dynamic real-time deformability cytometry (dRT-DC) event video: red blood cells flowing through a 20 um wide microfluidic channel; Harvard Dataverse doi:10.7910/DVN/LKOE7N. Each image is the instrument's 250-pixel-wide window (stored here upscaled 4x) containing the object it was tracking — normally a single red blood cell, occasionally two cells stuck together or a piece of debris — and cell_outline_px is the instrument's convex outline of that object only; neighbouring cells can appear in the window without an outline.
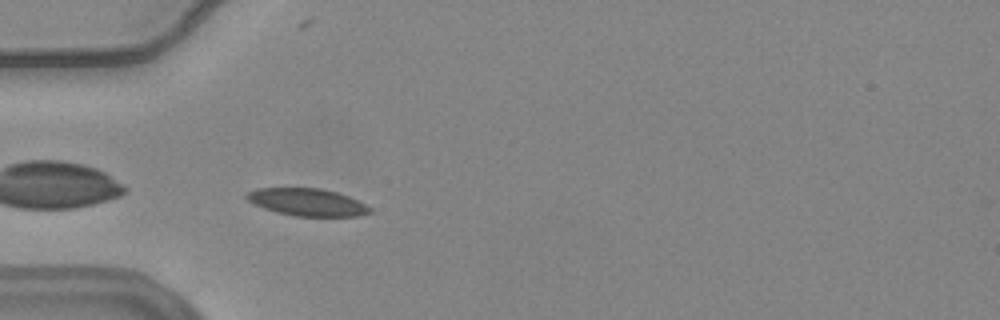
{"species": "common noctule bat (a hibernating species)", "species_latin": "Nyctalus noctula", "temperature_condition": "warm", "stored_images_in_passage": 28, "camera_frame_rate_fps": 3000, "um_per_image_px": 0.085, "animal": {"sex": "female", "body_mass_g": 24.6, "forearm_length_mm": 56.2}, "frame": {"image": 1, "passage_image": 1, "time_ms": 0.0, "image_size_px": [1000, 320], "cell_outline_px": [[372, 212], [356, 216], [296, 216], [276, 212], [264, 208], [248, 200], [244, 196], [248, 192], [256, 188], [320, 188], [336, 192], [348, 196], [372, 208]], "centroid_in_image_um": [26.11, 17.18], "position_along_channel_um": 58.9, "area_um2": 19.48}}
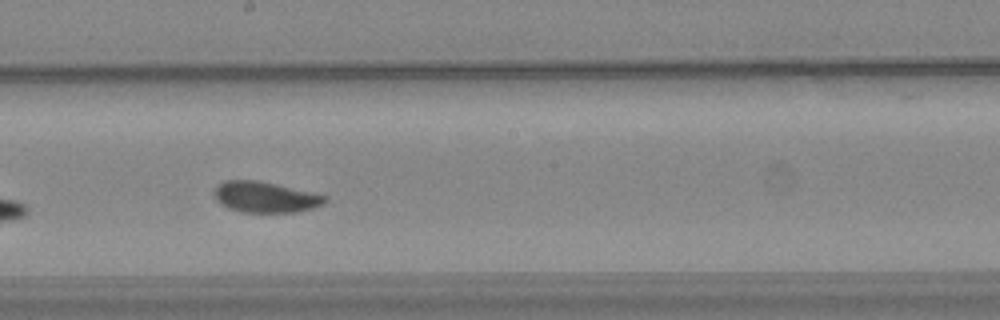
{"frame": {"image": 2, "passage_image": 15, "time_ms": 4.667, "image_size_px": [1000, 320], "cell_outline_px": [[328, 200], [324, 204], [312, 208], [296, 212], [240, 212], [228, 208], [220, 204], [216, 200], [216, 188], [224, 180], [256, 180], [276, 184], [312, 192], [328, 196]], "centroid_in_image_um": [22.58, 16.76], "position_along_channel_um": 225.6, "area_um2": 19.83}}
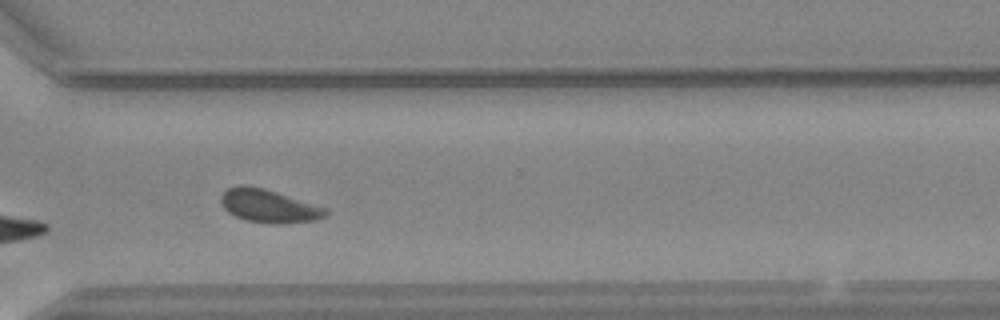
{"frame": {"image": 3, "passage_image": 25, "time_ms": 8.0, "image_size_px": [1000, 320], "cell_outline_px": [[328, 212], [324, 216], [316, 220], [284, 224], [272, 224], [244, 220], [228, 212], [224, 208], [220, 200], [220, 196], [228, 188], [240, 184], [244, 184], [264, 188], [328, 208]], "centroid_in_image_um": [22.84, 17.51], "position_along_channel_um": 347.8, "area_um2": 20.4}, "authors_computed_cell_mechanics": {"area_um2": 20.0277, "velocity_mm_per_s": 3.6701, "shape_relaxation_time_tau1_ms": 6.7176, "shape_relaxation_time_tau2_ms": 1.3811, "deformation_change_tau1": 0.1148, "deformation_change_tau2": 0.0451}}